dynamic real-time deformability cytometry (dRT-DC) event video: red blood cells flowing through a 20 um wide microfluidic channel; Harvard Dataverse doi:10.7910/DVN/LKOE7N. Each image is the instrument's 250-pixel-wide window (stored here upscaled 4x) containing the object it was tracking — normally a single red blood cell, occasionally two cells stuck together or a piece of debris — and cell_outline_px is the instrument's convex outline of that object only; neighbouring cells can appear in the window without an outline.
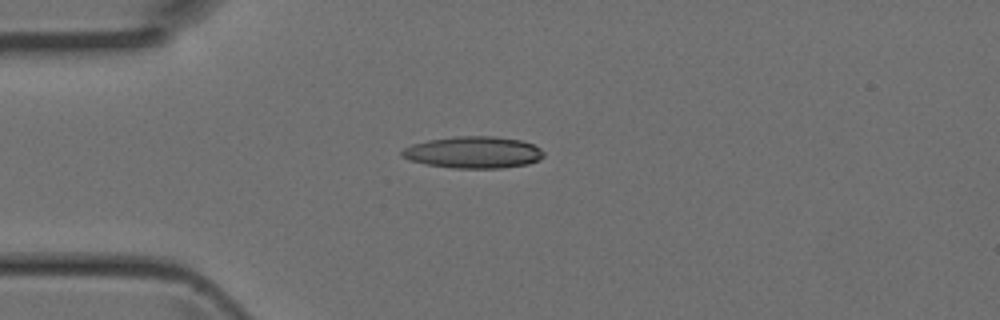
{"species": "Egyptian fruit bat (a non-hibernating species)", "species_latin": "Rousettus aegyptiacus", "temperature_condition": "room temperature", "stored_images_in_passage": 3, "camera_frame_rate_fps": 3000, "um_per_image_px": 0.085, "animal": {"sex": "female"}, "frame": {"image": 1, "passage_image": 3, "time_ms": 0.667, "image_size_px": [1000, 320], "cell_outline_px": [[544, 156], [540, 160], [528, 164], [500, 168], [452, 168], [424, 164], [408, 160], [400, 156], [400, 152], [404, 148], [412, 144], [428, 140], [452, 136], [492, 136], [524, 140], [540, 148], [544, 152]], "centroid_in_image_um": [40.23, 12.95], "position_along_channel_um": 44.8, "area_um2": 26.59}}